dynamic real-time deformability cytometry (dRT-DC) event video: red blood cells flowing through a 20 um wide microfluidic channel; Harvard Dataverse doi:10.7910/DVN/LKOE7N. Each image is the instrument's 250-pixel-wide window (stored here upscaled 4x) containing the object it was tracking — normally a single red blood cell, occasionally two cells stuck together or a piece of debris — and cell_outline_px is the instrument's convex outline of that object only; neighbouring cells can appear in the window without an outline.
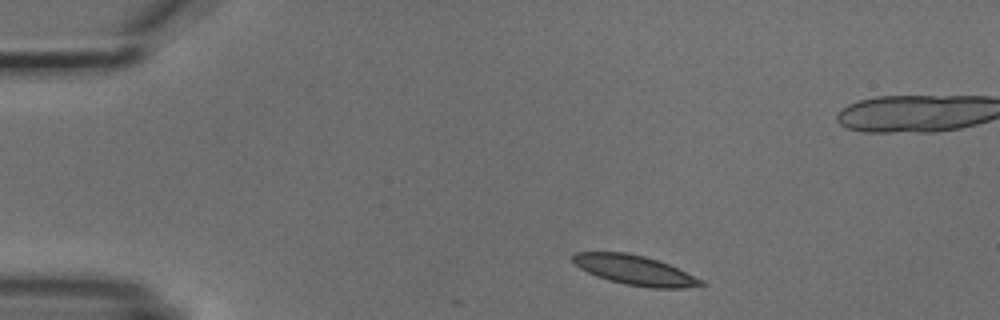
{"species": "common noctule bat (a hibernating species)", "species_latin": "Nyctalus noctula", "temperature_condition": "cold", "stored_images_in_passage": 3, "camera_frame_rate_fps": 3000, "um_per_image_px": 0.085, "animal": {"sex": "male", "body_mass_g": 18.8}, "frame": {"image": 1, "passage_image": 1, "time_ms": 0.0, "image_size_px": [1000, 320], "cell_outline_px": [[708, 284], [704, 288], [652, 288], [624, 284], [608, 280], [596, 276], [580, 268], [572, 260], [572, 256], [576, 252], [628, 252], [660, 260], [704, 280]], "centroid_in_image_um": [54.06, 22.98], "position_along_channel_um": 30.9, "area_um2": 22.54}}